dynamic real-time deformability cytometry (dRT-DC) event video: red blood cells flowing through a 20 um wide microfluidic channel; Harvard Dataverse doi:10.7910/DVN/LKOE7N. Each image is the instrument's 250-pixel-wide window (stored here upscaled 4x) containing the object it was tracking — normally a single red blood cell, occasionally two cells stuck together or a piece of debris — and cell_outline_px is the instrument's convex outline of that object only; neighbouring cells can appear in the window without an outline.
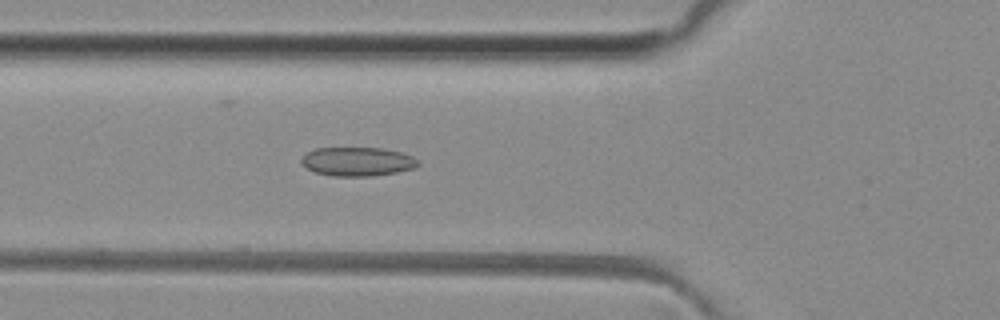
{"species": "common noctule bat (a hibernating species)", "species_latin": "Nyctalus noctula", "temperature_condition": "room temperature", "stored_images_in_passage": 36, "camera_frame_rate_fps": 3000, "um_per_image_px": 0.085, "animal": {"sex": "female", "body_mass_g": 29.2, "forearm_length_mm": 56.3}, "frame": {"image": 1, "passage_image": 4, "time_ms": 1.0, "image_size_px": [1000, 320], "cell_outline_px": [[420, 164], [416, 168], [396, 172], [372, 176], [332, 176], [316, 172], [308, 168], [300, 160], [308, 152], [316, 148], [384, 148], [404, 152], [412, 156]], "centroid_in_image_um": [30.44, 13.73], "position_along_channel_um": 95.4, "area_um2": 19.59}}
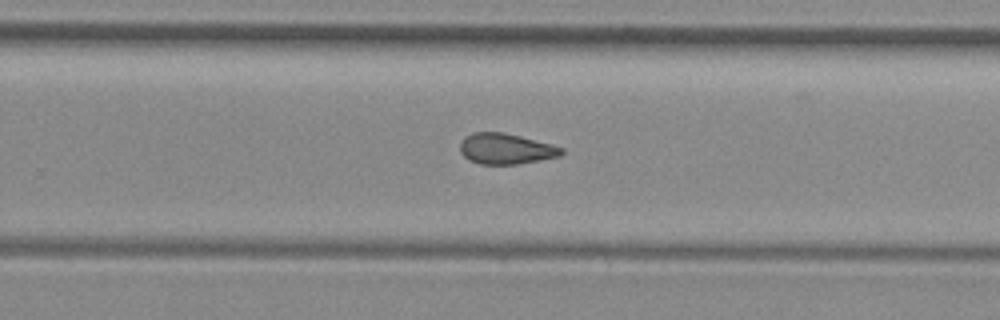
{"frame": {"image": 2, "passage_image": 18, "time_ms": 5.667, "image_size_px": [1000, 320], "cell_outline_px": [[564, 152], [560, 156], [540, 160], [516, 164], [480, 164], [468, 160], [460, 152], [460, 144], [464, 136], [472, 132], [504, 132], [552, 144], [564, 148]], "centroid_in_image_um": [42.98, 12.64], "position_along_channel_um": 286.8, "area_um2": 18.26}}
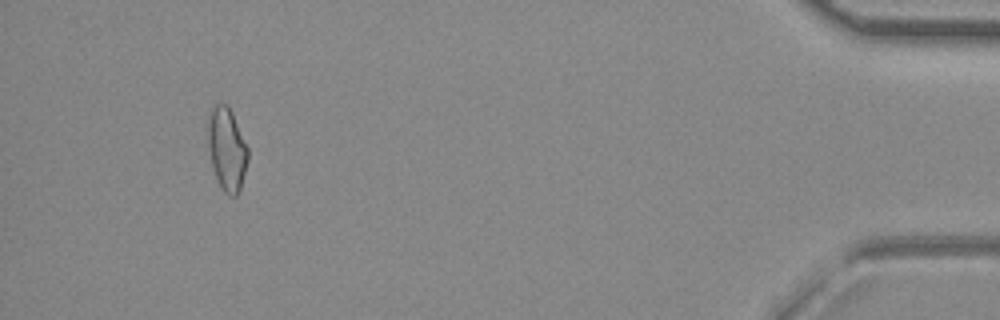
{"frame": {"image": 3, "passage_image": 33, "time_ms": 10.667, "image_size_px": [1000, 320], "cell_outline_px": [[248, 160], [240, 192], [236, 196], [228, 196], [220, 188], [212, 164], [208, 148], [208, 116], [212, 108], [216, 104], [224, 104], [232, 112], [248, 148]], "centroid_in_image_um": [19.29, 12.72], "position_along_channel_um": 415.9, "area_um2": 19.31}, "authors_computed_cell_mechanics": {"area_um2": 18.6694, "velocity_mm_per_s": 4.1067, "shape_relaxation_time_tau1_ms": null, "shape_relaxation_time_tau2_ms": 3.2044, "deformation_change_tau1": null, "deformation_change_tau2": 0.1044}}